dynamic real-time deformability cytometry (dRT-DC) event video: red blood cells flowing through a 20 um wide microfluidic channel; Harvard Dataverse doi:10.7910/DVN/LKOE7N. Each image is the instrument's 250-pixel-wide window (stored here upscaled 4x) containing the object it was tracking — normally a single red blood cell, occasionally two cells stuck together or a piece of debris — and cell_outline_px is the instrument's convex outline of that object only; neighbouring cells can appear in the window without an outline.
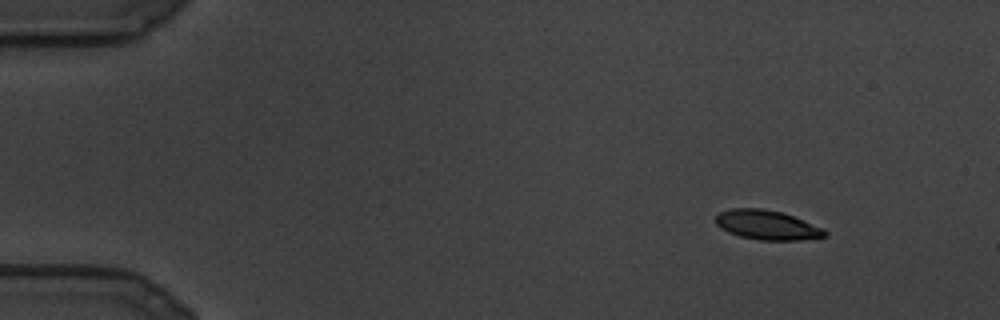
{"species": "common noctule bat (a hibernating species)", "species_latin": "Nyctalus noctula", "temperature_condition": "cold", "stored_images_in_passage": 91, "camera_frame_rate_fps": 3000, "um_per_image_px": 0.085, "animal": {"sex": "male", "body_mass_g": 19.5, "forearm_length_mm": 54.6}, "frame": {"image": 1, "passage_image": 1, "time_ms": 0.0, "image_size_px": [1000, 320], "cell_outline_px": [[828, 236], [800, 240], [760, 240], [740, 236], [728, 232], [720, 228], [716, 224], [716, 216], [720, 212], [732, 208], [764, 208], [780, 212], [792, 216], [824, 228], [828, 232]], "centroid_in_image_um": [65.21, 19.13], "position_along_channel_um": 19.8, "area_um2": 18.73}}
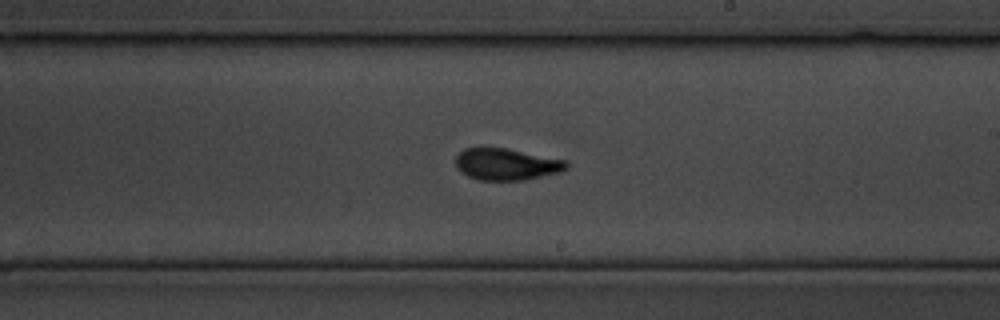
{"frame": {"image": 2, "passage_image": 52, "time_ms": 17.0, "image_size_px": [1000, 320], "cell_outline_px": [[568, 168], [564, 172], [524, 180], [480, 180], [468, 176], [460, 172], [456, 168], [456, 156], [464, 148], [508, 148], [568, 160]], "centroid_in_image_um": [43.1, 13.96], "position_along_channel_um": 245.9, "area_um2": 20.81}}
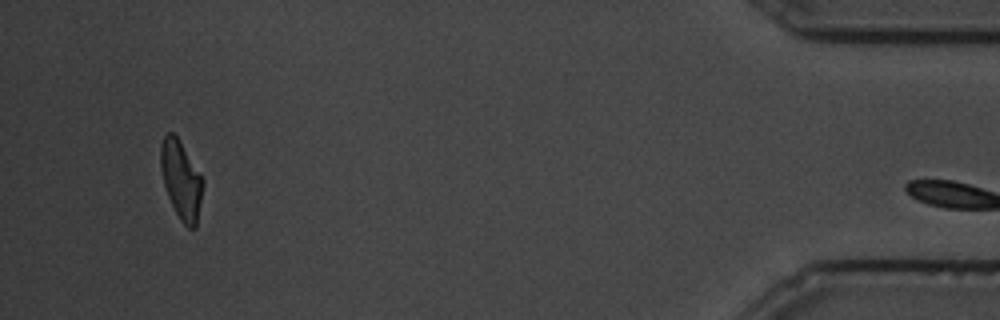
{"frame": {"image": 3, "passage_image": 90, "time_ms": 29.667, "image_size_px": [1000, 320], "cell_outline_px": [[204, 184], [196, 228], [188, 228], [180, 220], [168, 196], [164, 184], [160, 168], [160, 144], [164, 136], [168, 132], [172, 132], [180, 140], [204, 180]], "centroid_in_image_um": [15.4, 15.28], "position_along_channel_um": 419.8, "area_um2": 19.31}}